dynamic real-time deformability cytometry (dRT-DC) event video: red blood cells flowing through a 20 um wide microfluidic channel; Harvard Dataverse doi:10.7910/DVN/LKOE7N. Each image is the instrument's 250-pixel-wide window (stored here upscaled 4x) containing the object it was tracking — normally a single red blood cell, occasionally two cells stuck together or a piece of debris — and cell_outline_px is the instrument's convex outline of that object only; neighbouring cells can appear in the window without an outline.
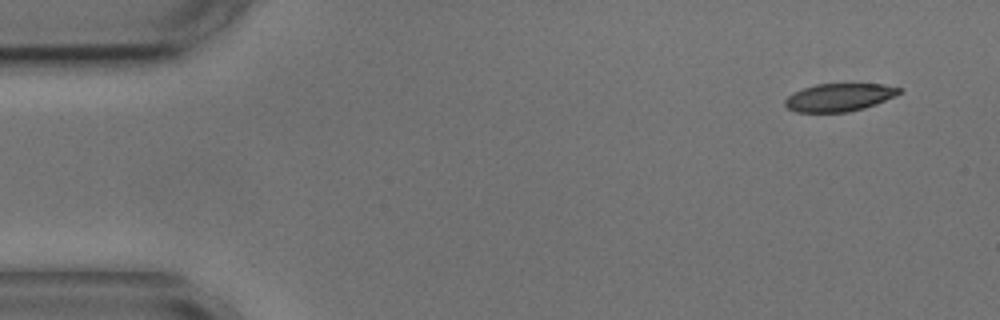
{"species": "common noctule bat (a hibernating species)", "species_latin": "Nyctalus noctula", "temperature_condition": "cold", "stored_images_in_passage": 4, "camera_frame_rate_fps": 3000, "um_per_image_px": 0.085, "animal": {"sex": "male", "body_mass_g": 17.9, "forearm_length_mm": 54.2}, "frame": {"image": 1, "passage_image": 1, "time_ms": 0.0, "image_size_px": [1000, 320], "cell_outline_px": [[904, 92], [876, 104], [864, 108], [848, 112], [796, 112], [788, 108], [784, 104], [784, 100], [792, 92], [816, 84], [884, 84], [904, 88]], "centroid_in_image_um": [71.36, 8.27], "position_along_channel_um": 13.6, "area_um2": 18.73}}
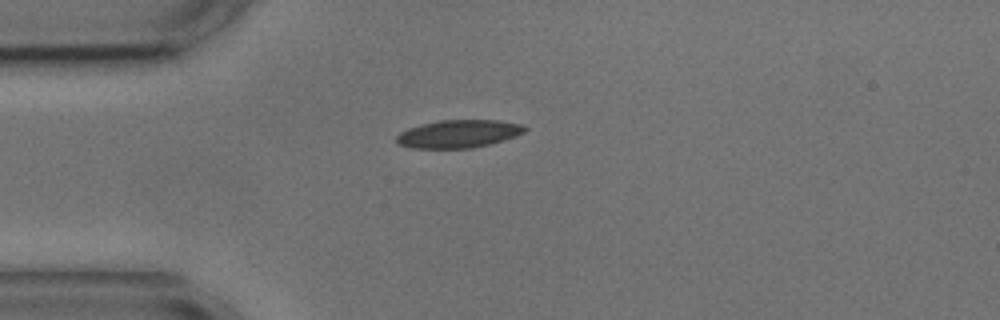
{"frame": {"image": 2, "passage_image": 4, "time_ms": 3.333, "image_size_px": [1000, 320], "cell_outline_px": [[528, 128], [524, 132], [516, 136], [504, 140], [472, 148], [412, 148], [400, 144], [396, 140], [396, 136], [400, 132], [408, 128], [440, 120], [500, 120], [520, 124]], "centroid_in_image_um": [38.99, 11.37], "position_along_channel_um": 46.0, "area_um2": 20.69}}